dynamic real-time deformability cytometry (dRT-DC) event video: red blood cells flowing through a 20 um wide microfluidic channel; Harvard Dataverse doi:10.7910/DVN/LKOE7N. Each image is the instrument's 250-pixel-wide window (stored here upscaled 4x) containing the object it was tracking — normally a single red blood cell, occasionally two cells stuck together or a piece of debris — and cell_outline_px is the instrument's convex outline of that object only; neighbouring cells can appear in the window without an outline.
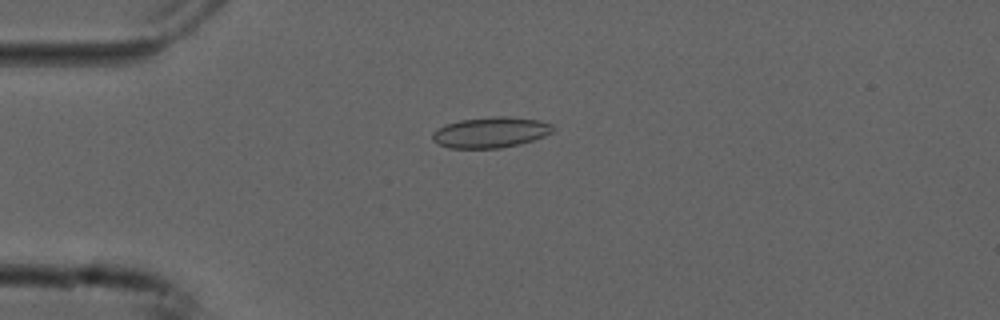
{"species": "common noctule bat (a hibernating species)", "species_latin": "Nyctalus noctula", "temperature_condition": "cold", "stored_images_in_passage": 44, "camera_frame_rate_fps": 3000, "um_per_image_px": 0.085, "animal": {"sex": "male", "forearm_length_mm": 52.5}, "frame": {"image": 1, "passage_image": 3, "time_ms": 0.667, "image_size_px": [1000, 320], "cell_outline_px": [[556, 128], [552, 132], [544, 136], [520, 144], [500, 148], [448, 148], [432, 140], [432, 132], [444, 124], [460, 120], [492, 116], [508, 116], [540, 120], [552, 124]], "centroid_in_image_um": [41.71, 11.24], "position_along_channel_um": 43.3, "area_um2": 21.73}}
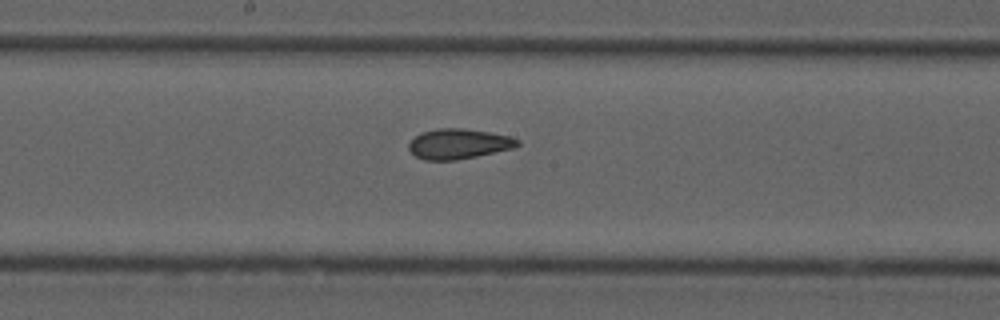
{"frame": {"image": 2, "passage_image": 18, "time_ms": 5.667, "image_size_px": [1000, 320], "cell_outline_px": [[520, 144], [512, 148], [476, 156], [456, 160], [424, 160], [416, 156], [408, 148], [408, 144], [420, 132], [436, 128], [464, 128], [488, 132], [508, 136], [520, 140]], "centroid_in_image_um": [38.95, 12.22], "position_along_channel_um": 209.2, "area_um2": 18.96}}
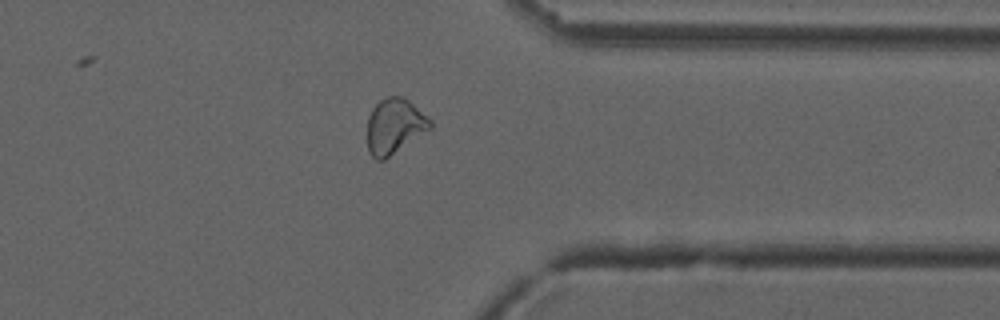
{"frame": {"image": 3, "passage_image": 32, "time_ms": 10.333, "image_size_px": [1000, 320], "cell_outline_px": [[432, 128], [384, 160], [376, 160], [372, 156], [368, 148], [368, 116], [372, 108], [380, 100], [388, 96], [404, 96], [432, 120]], "centroid_in_image_um": [33.55, 10.71], "position_along_channel_um": 377.9, "area_um2": 20.29}, "authors_computed_cell_mechanics": {"area_um2": 19.9121, "velocity_mm_per_s": 3.7522, "shape_relaxation_time_tau1_ms": null, "shape_relaxation_time_tau2_ms": 1.8645, "deformation_change_tau1": null, "deformation_change_tau2": 0.0648}}